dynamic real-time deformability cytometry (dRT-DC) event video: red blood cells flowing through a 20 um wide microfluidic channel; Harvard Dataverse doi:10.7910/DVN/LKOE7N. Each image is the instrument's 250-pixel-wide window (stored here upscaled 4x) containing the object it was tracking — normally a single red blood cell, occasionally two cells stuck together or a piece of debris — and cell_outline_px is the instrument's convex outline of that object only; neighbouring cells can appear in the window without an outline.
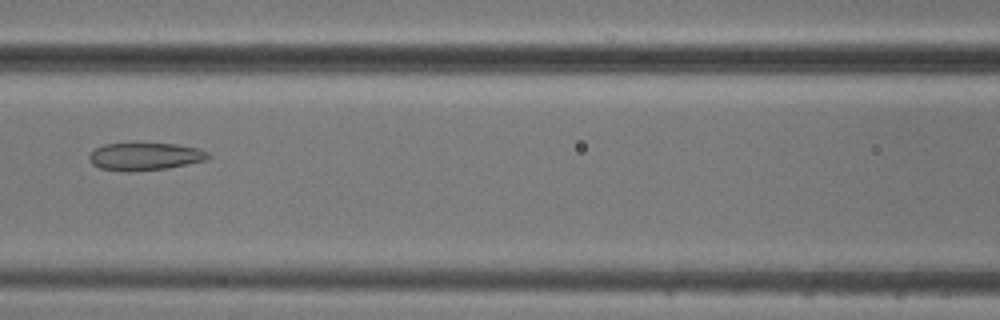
{"species": "common noctule bat (a hibernating species)", "species_latin": "Nyctalus noctula", "temperature_condition": "cold", "stored_images_in_passage": 4, "camera_frame_rate_fps": 3000, "um_per_image_px": 0.085, "animal": {"sex": "male", "body_mass_g": 20.5, "forearm_length_mm": 52.5}, "frame": {"image": 1, "passage_image": 4, "time_ms": 4.333, "image_size_px": [1000, 320], "cell_outline_px": [[212, 156], [208, 160], [168, 168], [128, 172], [124, 172], [100, 168], [92, 164], [88, 160], [88, 156], [96, 148], [104, 144], [176, 144], [200, 148], [208, 152]], "centroid_in_image_um": [12.35, 13.31], "position_along_channel_um": 154.2, "area_um2": 19.25}}